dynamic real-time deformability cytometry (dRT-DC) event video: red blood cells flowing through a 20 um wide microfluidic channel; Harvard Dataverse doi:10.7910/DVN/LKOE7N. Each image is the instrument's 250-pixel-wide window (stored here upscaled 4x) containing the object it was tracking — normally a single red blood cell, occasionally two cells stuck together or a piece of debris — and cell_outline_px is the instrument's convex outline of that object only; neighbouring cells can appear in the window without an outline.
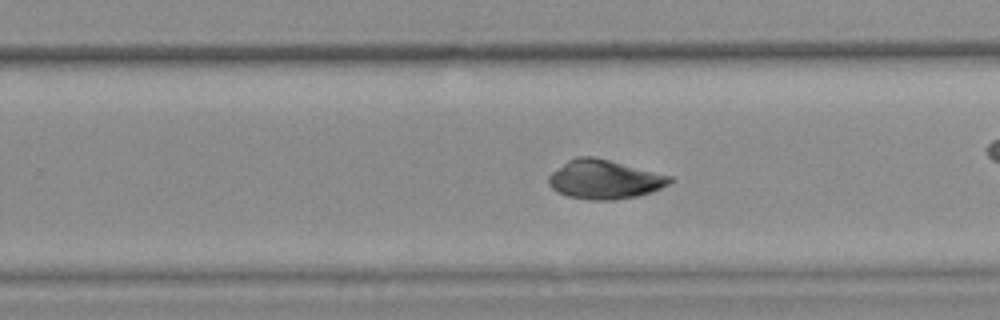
{"species": "common noctule bat (a hibernating species)", "species_latin": "Nyctalus noctula", "temperature_condition": "warm", "stored_images_in_passage": 48, "camera_frame_rate_fps": 3000, "um_per_image_px": 0.085, "animal": {"sex": "female", "body_mass_g": 25.1}, "frame": {"image": 1, "passage_image": 35, "time_ms": 11.333, "image_size_px": [1000, 320], "cell_outline_px": [[672, 180], [668, 184], [652, 192], [636, 196], [612, 200], [588, 200], [568, 196], [556, 192], [548, 184], [548, 176], [552, 172], [568, 160], [576, 156], [592, 156], [672, 176]], "centroid_in_image_um": [51.34, 15.26], "position_along_channel_um": 278.5, "area_um2": 27.4}, "authors_computed_cell_mechanics": {"area_um2": 27.9463, "velocity_mm_per_s": 3.6849, "shape_relaxation_time_tau1_ms": 9.4402, "shape_relaxation_time_tau2_ms": 3.9173, "deformation_change_tau1": 0.2831, "deformation_change_tau2": 0.0689}}